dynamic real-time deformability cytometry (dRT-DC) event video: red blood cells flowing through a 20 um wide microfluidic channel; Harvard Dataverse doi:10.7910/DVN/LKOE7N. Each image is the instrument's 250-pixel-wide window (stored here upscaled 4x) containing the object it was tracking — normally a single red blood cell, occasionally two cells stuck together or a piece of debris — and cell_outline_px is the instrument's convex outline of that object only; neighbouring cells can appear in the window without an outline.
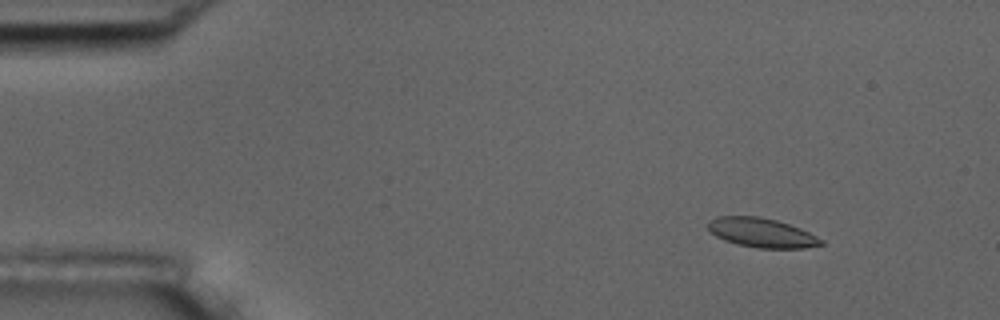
{"species": "common noctule bat (a hibernating species)", "species_latin": "Nyctalus noctula", "temperature_condition": "room temperature", "stored_images_in_passage": 8, "camera_frame_rate_fps": 3000, "um_per_image_px": 0.085, "animal": {"sex": "male", "body_mass_g": 17.5, "forearm_length_mm": 52.3}, "frame": {"image": 1, "passage_image": 2, "time_ms": 1.0, "image_size_px": [1000, 320], "cell_outline_px": [[824, 244], [804, 248], [756, 248], [724, 240], [716, 236], [708, 228], [708, 220], [716, 216], [760, 216], [776, 220], [800, 228], [824, 240]], "centroid_in_image_um": [64.74, 19.77], "position_along_channel_um": 20.3, "area_um2": 19.25}}
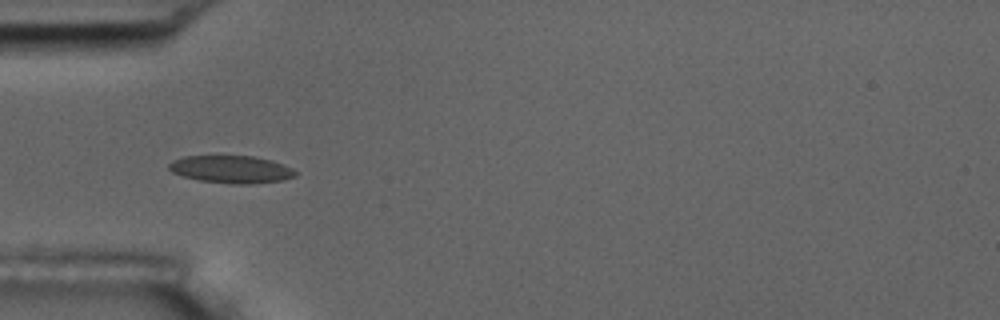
{"frame": {"image": 2, "passage_image": 5, "time_ms": 4.667, "image_size_px": [1000, 320], "cell_outline_px": [[296, 176], [284, 180], [252, 184], [232, 184], [200, 180], [184, 176], [172, 172], [168, 168], [168, 164], [172, 160], [184, 156], [256, 156], [272, 160], [284, 164], [292, 168], [296, 172]], "centroid_in_image_um": [19.68, 14.39], "position_along_channel_um": 65.3, "area_um2": 20.4}}
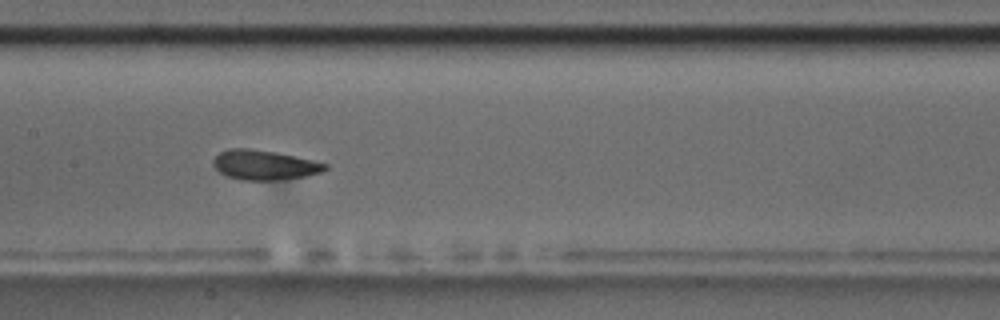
{"frame": {"image": 3, "passage_image": 8, "time_ms": 8.0, "image_size_px": [1000, 320], "cell_outline_px": [[328, 168], [324, 172], [304, 176], [276, 180], [240, 180], [228, 176], [220, 172], [212, 164], [212, 160], [220, 152], [228, 148], [248, 148], [276, 152], [312, 160], [328, 164]], "centroid_in_image_um": [22.47, 14.02], "position_along_channel_um": 184.9, "area_um2": 19.36}}